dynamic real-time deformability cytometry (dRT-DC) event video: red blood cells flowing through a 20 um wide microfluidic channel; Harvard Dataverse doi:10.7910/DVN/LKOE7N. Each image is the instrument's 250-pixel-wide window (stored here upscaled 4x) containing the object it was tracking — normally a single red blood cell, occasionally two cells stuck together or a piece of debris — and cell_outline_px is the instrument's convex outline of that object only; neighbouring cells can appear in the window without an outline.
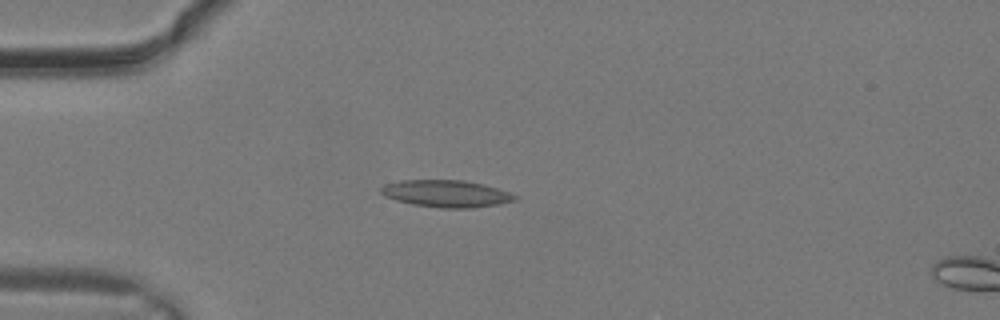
{"species": "common noctule bat (a hibernating species)", "species_latin": "Nyctalus noctula", "temperature_condition": "warm", "stored_images_in_passage": 3, "camera_frame_rate_fps": 3000, "um_per_image_px": 0.085, "animal": {"sex": "male", "body_mass_g": 19.2, "forearm_length_mm": 51.8}, "frame": {"image": 1, "passage_image": 1, "time_ms": 0.0, "image_size_px": [1000, 320], "cell_outline_px": [[516, 200], [496, 204], [472, 208], [440, 208], [412, 204], [396, 200], [384, 196], [380, 192], [380, 188], [384, 184], [400, 180], [464, 180], [484, 184], [508, 192], [516, 196]], "centroid_in_image_um": [37.88, 16.45], "position_along_channel_um": 47.1, "area_um2": 21.04}}